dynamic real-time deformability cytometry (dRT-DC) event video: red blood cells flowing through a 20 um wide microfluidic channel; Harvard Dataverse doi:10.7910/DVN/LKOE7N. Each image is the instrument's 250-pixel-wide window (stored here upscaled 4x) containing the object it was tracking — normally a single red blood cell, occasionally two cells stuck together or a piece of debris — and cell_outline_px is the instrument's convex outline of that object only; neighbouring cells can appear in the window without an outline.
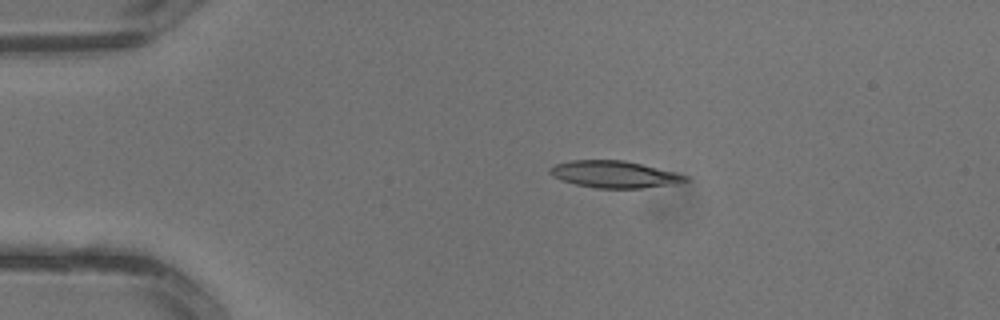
{"species": "common noctule bat (a hibernating species)", "species_latin": "Nyctalus noctula", "temperature_condition": "warm", "stored_images_in_passage": 3, "camera_frame_rate_fps": 3000, "um_per_image_px": 0.085, "animal": {"sex": "male", "body_mass_g": 13.3}, "frame": {"image": 1, "passage_image": 2, "time_ms": 0.333, "image_size_px": [1000, 320], "cell_outline_px": [[688, 180], [640, 188], [596, 188], [576, 184], [560, 180], [552, 176], [548, 172], [548, 168], [556, 164], [572, 160], [624, 160], [676, 172], [688, 176]], "centroid_in_image_um": [52.13, 14.8], "position_along_channel_um": 32.9, "area_um2": 20.92}}
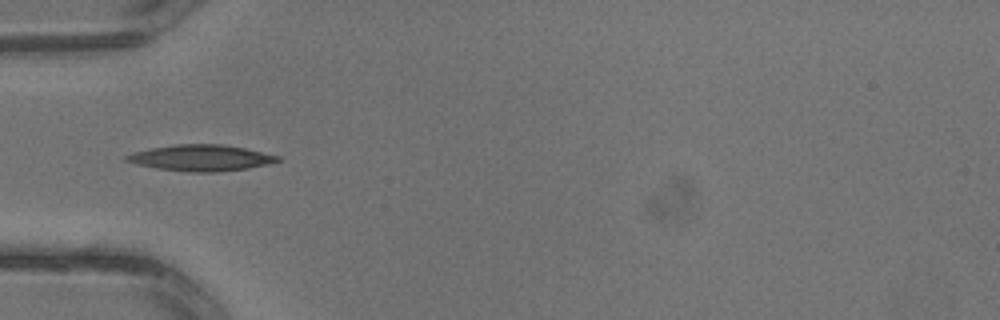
{"frame": {"image": 2, "passage_image": 3, "time_ms": 0.667, "image_size_px": [1000, 320], "cell_outline_px": [[280, 160], [268, 164], [248, 168], [216, 172], [188, 172], [156, 168], [136, 164], [124, 160], [124, 156], [132, 152], [152, 148], [176, 144], [220, 144], [244, 148], [280, 156]], "centroid_in_image_um": [17.05, 13.42], "position_along_channel_um": 68.0, "area_um2": 22.95}}